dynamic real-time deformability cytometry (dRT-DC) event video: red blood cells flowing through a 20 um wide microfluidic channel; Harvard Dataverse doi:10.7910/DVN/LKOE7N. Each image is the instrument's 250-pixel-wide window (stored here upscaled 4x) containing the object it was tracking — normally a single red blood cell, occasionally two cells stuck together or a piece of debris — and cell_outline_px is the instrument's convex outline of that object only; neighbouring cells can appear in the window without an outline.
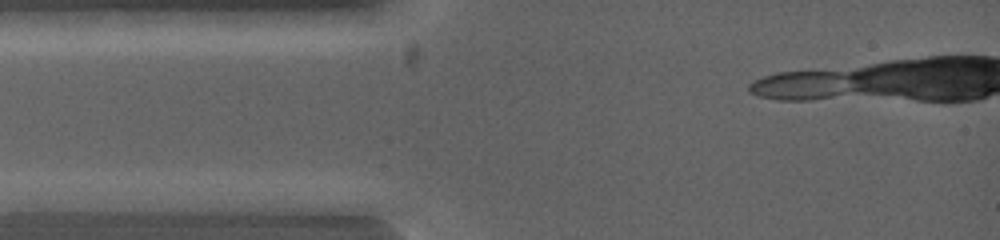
{"species": "common noctule bat (a hibernating species)", "species_latin": "Nyctalus noctula", "temperature_condition": "warm", "stored_images_in_passage": 2, "segment_of_instrument_passage": [1, 2], "camera_frame_rate_fps": 5000, "um_per_image_px": 0.085, "animal": {"sex": "female", "body_mass_g": 19.0, "forearm_length_mm": 53.3}, "frame": {"image": 1, "passage_image": 1, "time_ms": 0.0, "image_size_px": [1000, 240], "cell_outline_px": [[124, 200], [44, 212], [16, 208], [12, 200], [32, 192], [100, 192]], "centroid_in_image_um": [5.18, 17.04], "position_along_channel_um": 79.8, "area_um2": 10.81}}